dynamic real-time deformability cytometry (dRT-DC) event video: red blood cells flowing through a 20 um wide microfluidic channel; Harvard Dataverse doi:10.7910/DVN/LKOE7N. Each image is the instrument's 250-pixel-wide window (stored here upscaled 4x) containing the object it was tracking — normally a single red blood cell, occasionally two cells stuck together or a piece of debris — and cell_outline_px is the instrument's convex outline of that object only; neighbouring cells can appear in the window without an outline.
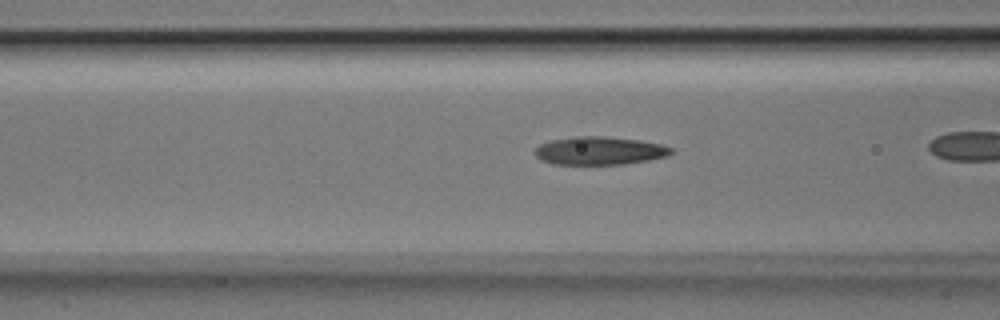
{"species": "Egyptian fruit bat (a non-hibernating species)", "species_latin": "Rousettus aegyptiacus", "temperature_condition": "room temperature", "stored_images_in_passage": 19, "camera_frame_rate_fps": 3000, "um_per_image_px": 0.085, "animal": {"sex": "male"}, "frame": {"image": 1, "passage_image": 18, "time_ms": 5.667, "image_size_px": [1000, 320], "cell_outline_px": [[676, 152], [668, 156], [648, 160], [624, 164], [552, 164], [540, 160], [536, 156], [536, 148], [540, 144], [552, 140], [576, 136], [600, 136], [640, 140], [660, 144], [672, 148]], "centroid_in_image_um": [50.99, 12.81], "position_along_channel_um": 115.6, "area_um2": 22.31}}